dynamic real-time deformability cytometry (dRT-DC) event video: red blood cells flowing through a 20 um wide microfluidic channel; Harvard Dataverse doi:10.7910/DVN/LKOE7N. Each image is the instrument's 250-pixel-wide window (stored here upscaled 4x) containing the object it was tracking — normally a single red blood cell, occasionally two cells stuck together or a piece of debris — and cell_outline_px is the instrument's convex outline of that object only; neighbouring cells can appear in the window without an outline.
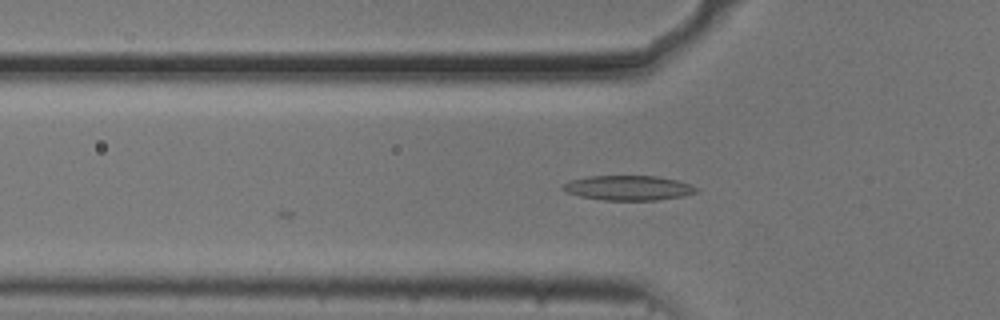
{"species": "common noctule bat (a hibernating species)", "species_latin": "Nyctalus noctula", "temperature_condition": "cold", "stored_images_in_passage": 10, "camera_frame_rate_fps": 3000, "um_per_image_px": 0.085, "animal": {"sex": "male", "body_mass_g": 20.5, "forearm_length_mm": 52.5}, "frame": {"image": 1, "passage_image": 3, "time_ms": 0.667, "image_size_px": [1000, 320], "cell_outline_px": [[700, 188], [696, 192], [684, 196], [656, 200], [604, 200], [580, 196], [564, 192], [560, 188], [568, 180], [588, 176], [656, 176], [676, 180]], "centroid_in_image_um": [53.37, 15.97], "position_along_channel_um": 72.4, "area_um2": 19.31}}
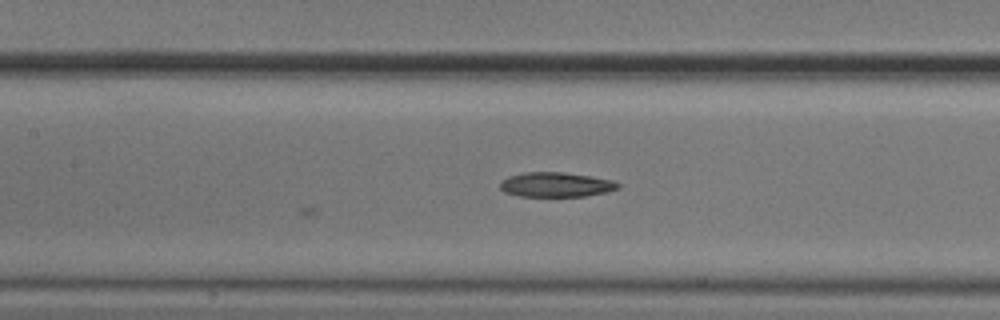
{"frame": {"image": 2, "passage_image": 10, "time_ms": 3.0, "image_size_px": [1000, 320], "cell_outline_px": [[620, 188], [608, 192], [584, 196], [520, 196], [504, 192], [500, 188], [500, 180], [508, 176], [524, 172], [564, 172], [612, 180], [620, 184]], "centroid_in_image_um": [47.24, 15.69], "position_along_channel_um": 160.2, "area_um2": 16.99}}